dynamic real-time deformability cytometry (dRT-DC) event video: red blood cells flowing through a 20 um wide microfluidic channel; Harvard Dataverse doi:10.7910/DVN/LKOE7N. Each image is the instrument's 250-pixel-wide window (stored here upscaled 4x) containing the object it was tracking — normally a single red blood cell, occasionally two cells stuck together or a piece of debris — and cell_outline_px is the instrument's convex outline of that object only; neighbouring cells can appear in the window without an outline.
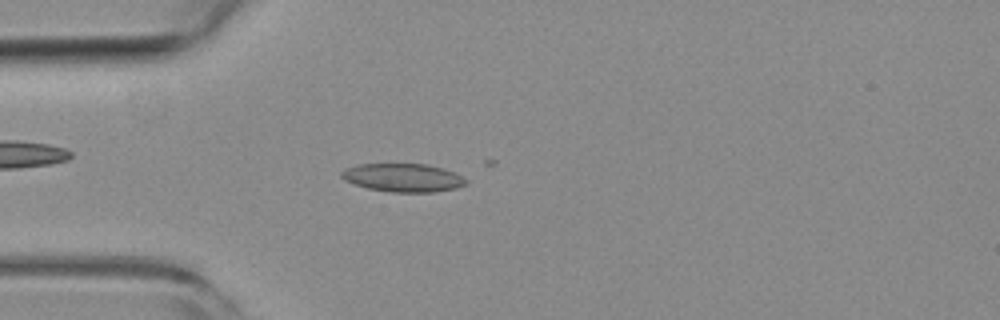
{"species": "common noctule bat (a hibernating species)", "species_latin": "Nyctalus noctula", "temperature_condition": "room temperature", "stored_images_in_passage": 5, "camera_frame_rate_fps": 3000, "um_per_image_px": 0.085, "animal": {"sex": "female", "body_mass_g": 19.3, "forearm_length_mm": 54.1}, "frame": {"image": 1, "passage_image": 4, "time_ms": 1.0, "image_size_px": [1000, 320], "cell_outline_px": [[468, 184], [456, 188], [432, 192], [388, 192], [368, 188], [344, 180], [340, 176], [340, 172], [344, 168], [360, 164], [428, 164], [456, 172], [468, 180]], "centroid_in_image_um": [34.28, 15.1], "position_along_channel_um": 50.7, "area_um2": 20.69}}